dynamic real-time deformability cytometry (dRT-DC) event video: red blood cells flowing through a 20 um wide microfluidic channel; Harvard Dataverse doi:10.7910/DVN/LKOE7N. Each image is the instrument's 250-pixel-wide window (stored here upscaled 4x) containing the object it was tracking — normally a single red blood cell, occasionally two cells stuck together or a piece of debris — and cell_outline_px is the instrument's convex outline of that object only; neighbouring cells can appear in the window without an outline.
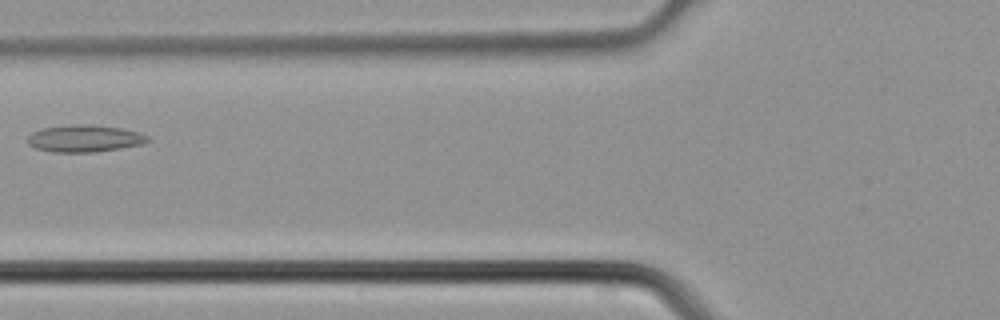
{"species": "common noctule bat (a hibernating species)", "species_latin": "Nyctalus noctula", "temperature_condition": "cold", "stored_images_in_passage": 3, "camera_frame_rate_fps": 3000, "um_per_image_px": 0.085, "animal": {"sex": "male", "body_mass_g": 21.5, "forearm_length_mm": 52.0}, "frame": {"image": 1, "passage_image": 3, "time_ms": 0.667, "image_size_px": [1000, 320], "cell_outline_px": [[152, 140], [144, 144], [120, 148], [92, 152], [52, 152], [36, 148], [28, 144], [28, 136], [32, 132], [44, 128], [76, 124], [92, 124], [120, 128], [140, 132], [148, 136]], "centroid_in_image_um": [7.23, 11.77], "position_along_channel_um": 118.6, "area_um2": 18.96}}